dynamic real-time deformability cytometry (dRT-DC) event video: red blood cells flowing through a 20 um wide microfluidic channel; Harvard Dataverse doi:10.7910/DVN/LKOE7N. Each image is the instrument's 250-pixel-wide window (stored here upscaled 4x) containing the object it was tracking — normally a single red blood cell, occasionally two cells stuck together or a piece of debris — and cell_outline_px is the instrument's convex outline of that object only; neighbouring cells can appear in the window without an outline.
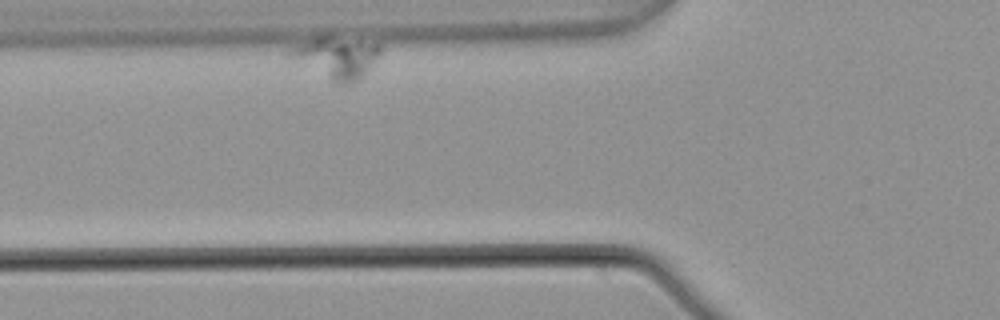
{"species": "common noctule bat (a hibernating species)", "species_latin": "Nyctalus noctula", "temperature_condition": "warm", "stored_images_in_passage": 7, "camera_frame_rate_fps": 3000, "um_per_image_px": 0.085, "animal": {"sex": "male", "body_mass_g": 21.5, "forearm_length_mm": 52.0}, "frame": {"image": 1, "passage_image": 2, "time_ms": 0.333, "image_size_px": [1000, 320], "cell_outline_px": [[380, 52], [364, 76], [348, 84], [340, 84], [332, 80], [288, 52], [292, 48], [300, 44], [320, 36], [376, 40], [380, 44]], "centroid_in_image_um": [28.78, 4.83], "position_along_channel_um": 97.0, "area_um2": 20.75}}
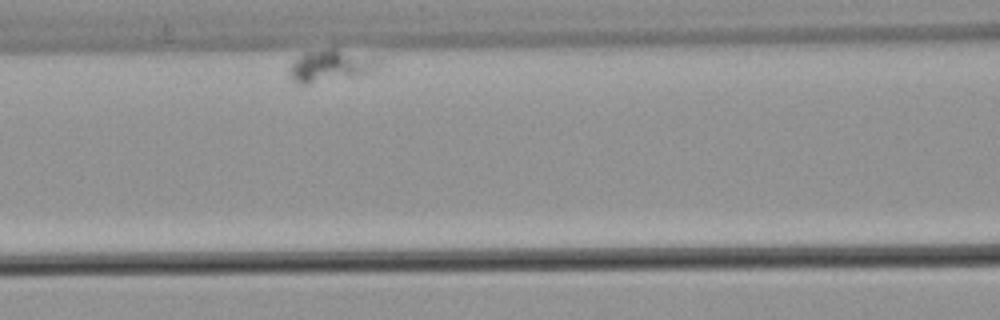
{"frame": {"image": 2, "passage_image": 4, "time_ms": 1.0, "image_size_px": [1000, 320], "cell_outline_px": [[380, 64], [376, 68], [368, 72], [352, 76], [308, 84], [296, 84], [288, 76], [288, 64], [304, 52], [332, 48], [376, 60]], "centroid_in_image_um": [27.89, 5.61], "position_along_channel_um": 138.7, "area_um2": 16.07}}